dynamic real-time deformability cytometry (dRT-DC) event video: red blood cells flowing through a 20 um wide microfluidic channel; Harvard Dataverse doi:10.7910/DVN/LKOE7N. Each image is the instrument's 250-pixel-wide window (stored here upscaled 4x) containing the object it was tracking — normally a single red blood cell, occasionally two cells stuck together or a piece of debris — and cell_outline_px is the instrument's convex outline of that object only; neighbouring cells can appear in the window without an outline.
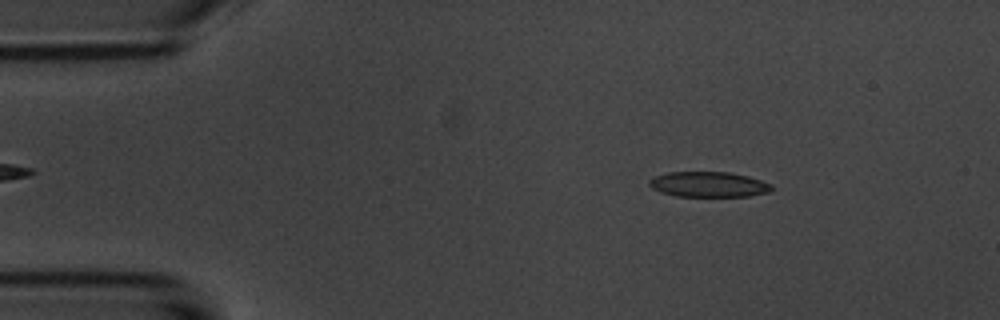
{"species": "common noctule bat (a hibernating species)", "species_latin": "Nyctalus noctula", "temperature_condition": "room temperature", "stored_images_in_passage": 53, "camera_frame_rate_fps": 3000, "um_per_image_px": 0.085, "animal": {"sex": "male", "body_mass_g": 20.1, "forearm_length_mm": 53.5}, "frame": {"image": 1, "passage_image": 7, "time_ms": 2.0, "image_size_px": [1000, 320], "cell_outline_px": [[772, 188], [768, 192], [748, 196], [676, 196], [660, 192], [652, 188], [648, 184], [648, 180], [656, 176], [668, 172], [728, 172], [748, 176], [772, 184]], "centroid_in_image_um": [60.2, 15.67], "position_along_channel_um": 24.8, "area_um2": 17.98}}
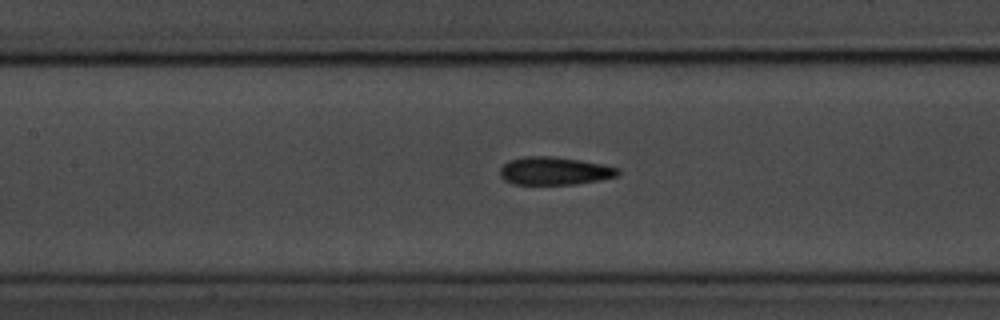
{"frame": {"image": 2, "passage_image": 23, "time_ms": 7.333, "image_size_px": [1000, 320], "cell_outline_px": [[620, 172], [616, 176], [600, 180], [576, 184], [512, 184], [504, 180], [500, 176], [500, 168], [508, 160], [524, 156], [552, 156], [580, 160], [620, 168]], "centroid_in_image_um": [47.1, 14.53], "position_along_channel_um": 160.3, "area_um2": 19.25}}
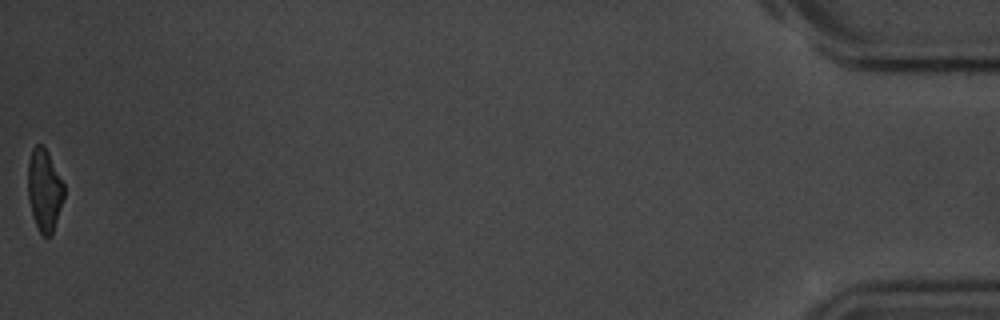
{"frame": {"image": 3, "passage_image": 53, "time_ms": 17.333, "image_size_px": [1000, 320], "cell_outline_px": [[64, 196], [52, 236], [44, 236], [40, 232], [32, 216], [28, 200], [28, 164], [32, 148], [36, 144], [44, 144], [64, 184]], "centroid_in_image_um": [3.76, 16.14], "position_along_channel_um": 431.4, "area_um2": 17.34}, "authors_computed_cell_mechanics": {"area_um2": 19.0162, "velocity_mm_per_s": 3.7039, "shape_relaxation_time_tau1_ms": 2.7093, "shape_relaxation_time_tau2_ms": 2.4686, "deformation_change_tau1": 0.1303, "deformation_change_tau2": 0.0912}}